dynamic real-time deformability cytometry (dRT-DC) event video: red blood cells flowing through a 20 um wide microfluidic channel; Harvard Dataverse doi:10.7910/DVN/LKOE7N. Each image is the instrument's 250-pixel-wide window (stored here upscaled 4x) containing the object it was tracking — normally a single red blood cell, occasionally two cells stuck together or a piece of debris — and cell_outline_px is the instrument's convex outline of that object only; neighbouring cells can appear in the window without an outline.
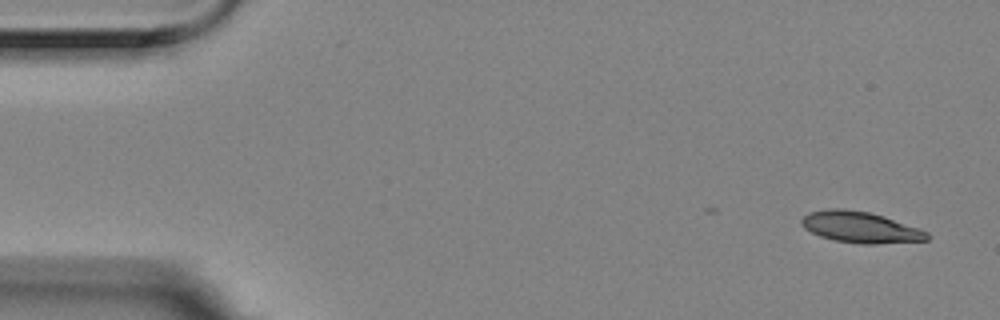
{"species": "Egyptian fruit bat (a non-hibernating species)", "species_latin": "Rousettus aegyptiacus", "temperature_condition": "room temperature", "stored_images_in_passage": 3, "camera_frame_rate_fps": 3000, "um_per_image_px": 0.085, "animal": {"sex": "female"}, "frame": {"image": 1, "passage_image": 1, "time_ms": 0.0, "image_size_px": [1000, 320], "cell_outline_px": [[932, 236], [928, 240], [876, 244], [860, 244], [836, 240], [820, 236], [804, 228], [800, 224], [800, 220], [808, 212], [828, 208], [844, 208], [868, 212], [884, 216], [920, 228], [928, 232]], "centroid_in_image_um": [73.15, 19.31], "position_along_channel_um": 11.9, "area_um2": 23.0}}